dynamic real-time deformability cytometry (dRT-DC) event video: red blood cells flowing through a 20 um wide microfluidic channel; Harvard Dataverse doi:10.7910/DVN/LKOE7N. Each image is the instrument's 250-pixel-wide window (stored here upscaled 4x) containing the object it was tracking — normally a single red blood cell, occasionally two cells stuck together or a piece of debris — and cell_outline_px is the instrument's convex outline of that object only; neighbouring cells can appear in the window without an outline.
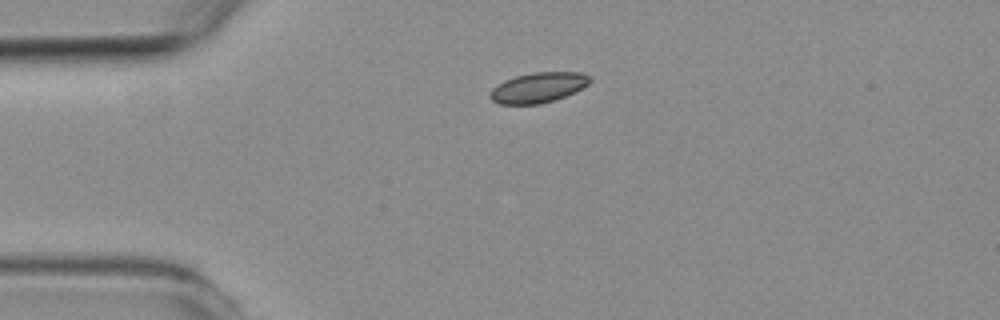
{"species": "common noctule bat (a hibernating species)", "species_latin": "Nyctalus noctula", "temperature_condition": "room temperature", "stored_images_in_passage": 3, "camera_frame_rate_fps": 3000, "um_per_image_px": 0.085, "animal": {"sex": "female", "body_mass_g": 19.3, "forearm_length_mm": 54.1}, "frame": {"image": 1, "passage_image": 1, "time_ms": 0.0, "image_size_px": [1000, 320], "cell_outline_px": [[592, 80], [588, 84], [556, 100], [540, 104], [500, 104], [492, 100], [488, 96], [488, 92], [492, 88], [504, 80], [516, 76], [532, 72], [580, 72], [588, 76]], "centroid_in_image_um": [45.7, 7.44], "position_along_channel_um": 39.3, "area_um2": 17.51}}
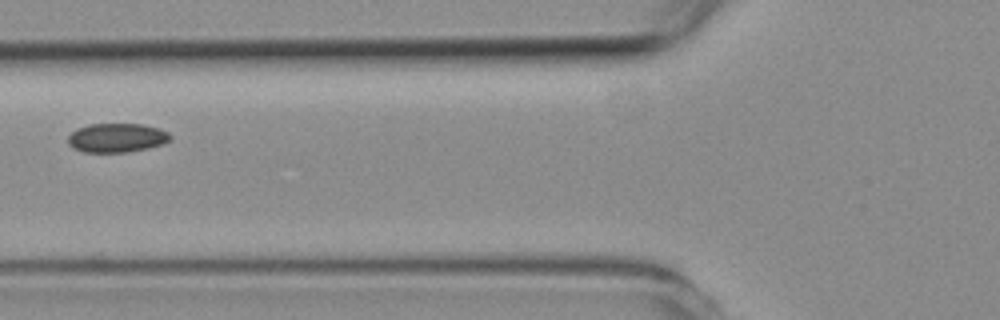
{"frame": {"image": 2, "passage_image": 3, "time_ms": 2.667, "image_size_px": [1000, 320], "cell_outline_px": [[172, 140], [148, 148], [124, 152], [84, 152], [72, 148], [68, 144], [68, 136], [76, 128], [88, 124], [140, 124], [160, 128], [168, 132], [172, 136]], "centroid_in_image_um": [9.91, 11.7], "position_along_channel_um": 115.9, "area_um2": 17.4}}